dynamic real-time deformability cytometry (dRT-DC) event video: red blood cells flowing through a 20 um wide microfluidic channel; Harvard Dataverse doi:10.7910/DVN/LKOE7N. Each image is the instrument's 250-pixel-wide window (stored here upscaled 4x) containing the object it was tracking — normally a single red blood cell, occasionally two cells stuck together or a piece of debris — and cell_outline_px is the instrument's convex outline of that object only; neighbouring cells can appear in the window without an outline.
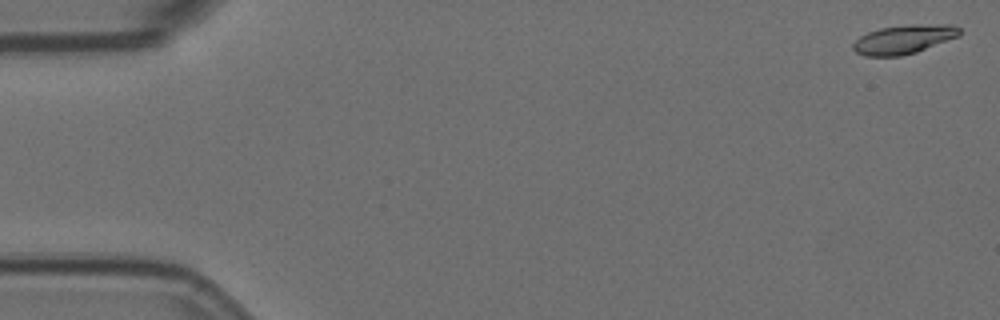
{"species": "Egyptian fruit bat (a non-hibernating species)", "species_latin": "Rousettus aegyptiacus", "temperature_condition": "room temperature", "stored_images_in_passage": 5, "camera_frame_rate_fps": 3000, "um_per_image_px": 0.085, "animal": {"sex": "female"}, "frame": {"image": 1, "passage_image": 1, "time_ms": 0.0, "image_size_px": [1000, 320], "cell_outline_px": [[960, 36], [916, 52], [900, 56], [864, 56], [856, 52], [852, 48], [852, 44], [860, 36], [868, 32], [880, 28], [908, 24], [952, 24], [960, 28]], "centroid_in_image_um": [76.83, 3.33], "position_along_channel_um": 8.2, "area_um2": 18.09}}
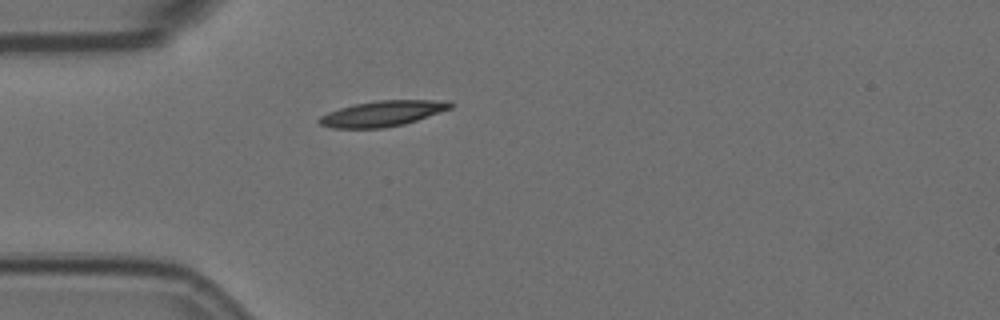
{"frame": {"image": 2, "passage_image": 5, "time_ms": 1.333, "image_size_px": [1000, 320], "cell_outline_px": [[452, 108], [404, 124], [384, 128], [332, 128], [320, 124], [316, 120], [320, 116], [328, 112], [352, 104], [376, 100], [448, 100], [452, 104]], "centroid_in_image_um": [32.48, 9.64], "position_along_channel_um": 52.5, "area_um2": 19.59}}